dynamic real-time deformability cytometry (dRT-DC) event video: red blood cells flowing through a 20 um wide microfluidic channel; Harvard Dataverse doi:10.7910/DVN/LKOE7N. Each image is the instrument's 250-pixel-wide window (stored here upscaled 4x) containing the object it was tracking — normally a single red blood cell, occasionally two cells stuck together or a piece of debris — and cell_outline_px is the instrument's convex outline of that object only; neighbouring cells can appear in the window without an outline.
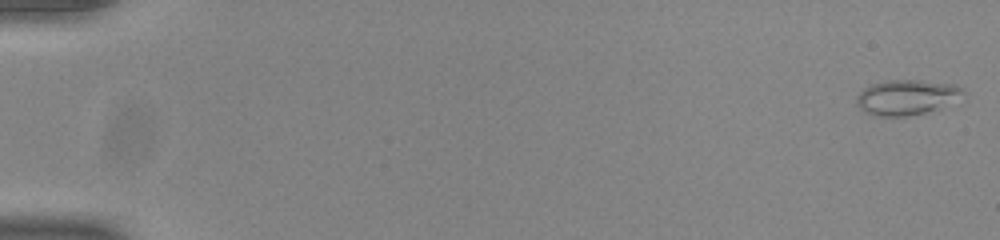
{"species": "common noctule bat (a hibernating species)", "species_latin": "Nyctalus noctula", "temperature_condition": "room temperature", "stored_images_in_passage": 25, "camera_frame_rate_fps": 3000, "um_per_image_px": 0.085, "animal": {"sex": "male", "body_mass_g": 20.0, "forearm_length_mm": 53.3}, "frame": {"image": 1, "passage_image": 1, "time_ms": 0.0, "image_size_px": [1000, 240], "cell_outline_px": [[964, 92], [936, 108], [924, 112], [908, 116], [872, 116], [860, 108], [856, 104], [856, 96], [864, 88], [872, 84], [888, 80], [920, 80], [956, 84], [964, 88]], "centroid_in_image_um": [76.96, 8.25], "position_along_channel_um": 8.0, "area_um2": 21.33}}
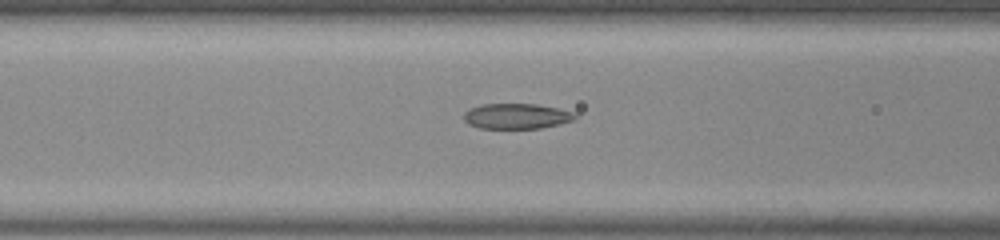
{"frame": {"image": 2, "passage_image": 23, "time_ms": 7.333, "image_size_px": [1000, 240], "cell_outline_px": [[576, 120], [560, 124], [540, 128], [480, 128], [468, 124], [464, 120], [464, 112], [480, 104], [536, 104], [560, 108], [576, 112]], "centroid_in_image_um": [43.96, 9.87], "position_along_channel_um": 122.6, "area_um2": 16.59}}